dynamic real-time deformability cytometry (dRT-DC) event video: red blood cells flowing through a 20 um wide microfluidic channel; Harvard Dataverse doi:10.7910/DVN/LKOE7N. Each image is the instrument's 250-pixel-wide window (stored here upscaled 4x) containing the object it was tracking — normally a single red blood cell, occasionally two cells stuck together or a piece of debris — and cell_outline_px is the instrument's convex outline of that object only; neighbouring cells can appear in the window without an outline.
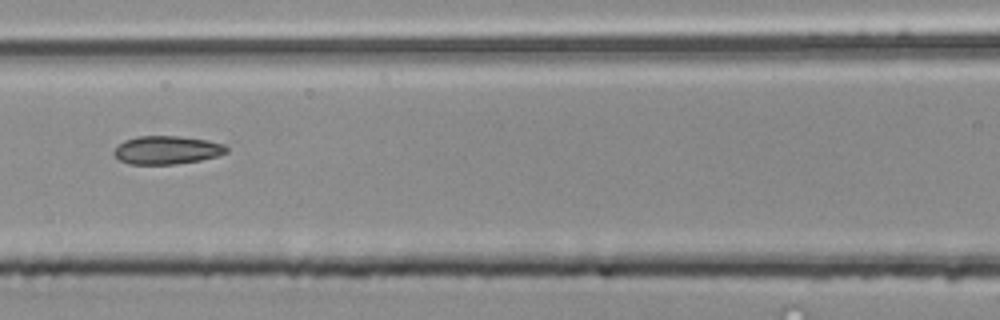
{"species": "common noctule bat (a hibernating species)", "species_latin": "Nyctalus noctula", "temperature_condition": "room temperature", "stored_images_in_passage": 5, "camera_frame_rate_fps": 3000, "um_per_image_px": 0.085, "animal": {"sex": "male", "body_mass_g": 20.4}, "frame": {"image": 1, "passage_image": 5, "time_ms": 1.333, "image_size_px": [1000, 320], "cell_outline_px": [[228, 152], [216, 156], [200, 160], [176, 164], [128, 164], [120, 160], [112, 152], [124, 140], [140, 136], [180, 136], [208, 140], [224, 144], [228, 148]], "centroid_in_image_um": [14.2, 12.75], "position_along_channel_um": 152.4, "area_um2": 18.5}}